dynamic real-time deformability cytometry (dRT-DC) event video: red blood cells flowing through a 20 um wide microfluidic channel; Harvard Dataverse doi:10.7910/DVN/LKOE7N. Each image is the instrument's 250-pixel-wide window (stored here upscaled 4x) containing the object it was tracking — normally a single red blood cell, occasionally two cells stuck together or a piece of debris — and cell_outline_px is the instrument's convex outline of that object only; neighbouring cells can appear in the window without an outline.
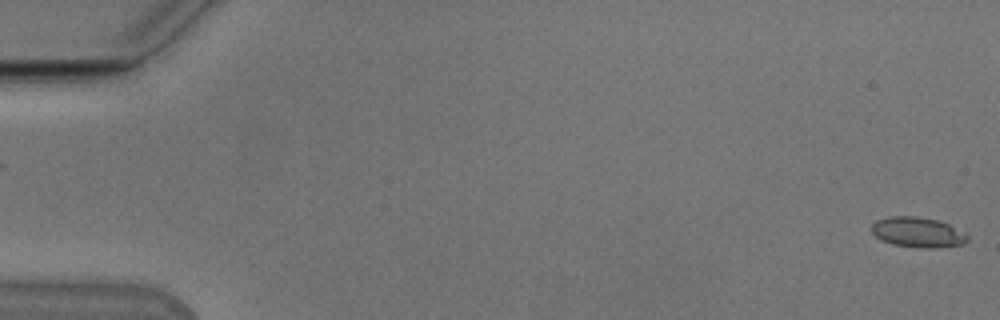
{"species": "Egyptian fruit bat (a non-hibernating species)", "species_latin": "Rousettus aegyptiacus", "temperature_condition": "cold", "stored_images_in_passage": 50, "camera_frame_rate_fps": 3000, "um_per_image_px": 0.085, "animal": {"sex": "male"}, "frame": {"image": 1, "passage_image": 1, "time_ms": 0.0, "image_size_px": [1000, 320], "cell_outline_px": [[968, 240], [964, 244], [932, 248], [924, 248], [892, 244], [876, 236], [872, 232], [872, 224], [876, 220], [888, 216], [916, 216], [936, 220], [948, 224], [964, 232], [968, 236]], "centroid_in_image_um": [78.01, 19.73], "position_along_channel_um": 7.0, "area_um2": 16.7}}
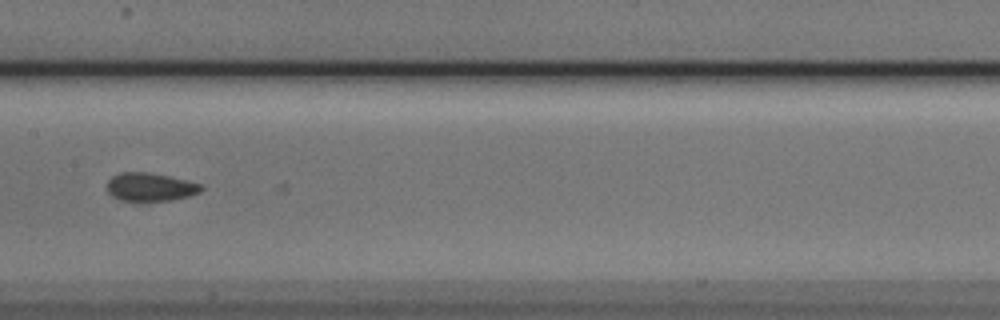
{"frame": {"image": 2, "passage_image": 28, "time_ms": 9.0, "image_size_px": [1000, 320], "cell_outline_px": [[204, 188], [200, 192], [188, 196], [172, 200], [120, 200], [112, 196], [108, 192], [108, 180], [112, 176], [120, 172], [148, 172], [168, 176], [204, 184]], "centroid_in_image_um": [12.8, 15.88], "position_along_channel_um": 194.6, "area_um2": 15.43}}
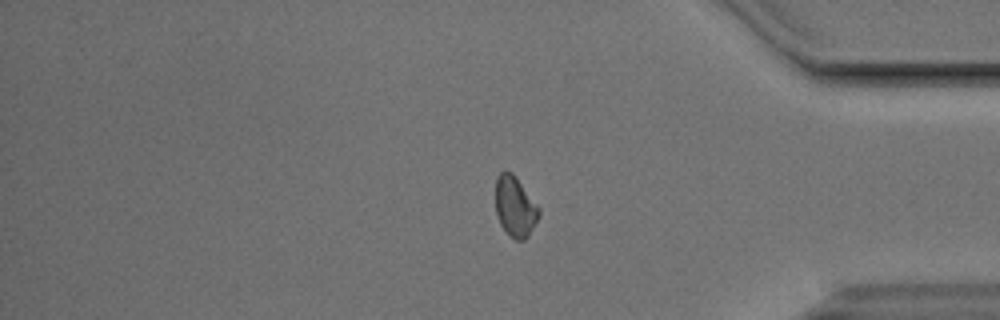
{"frame": {"image": 3, "passage_image": 45, "time_ms": 14.667, "image_size_px": [1000, 320], "cell_outline_px": [[540, 216], [528, 236], [524, 240], [516, 240], [500, 224], [496, 216], [496, 176], [504, 168], [512, 172], [540, 208]], "centroid_in_image_um": [43.78, 17.52], "position_along_channel_um": 391.4, "area_um2": 15.32}}